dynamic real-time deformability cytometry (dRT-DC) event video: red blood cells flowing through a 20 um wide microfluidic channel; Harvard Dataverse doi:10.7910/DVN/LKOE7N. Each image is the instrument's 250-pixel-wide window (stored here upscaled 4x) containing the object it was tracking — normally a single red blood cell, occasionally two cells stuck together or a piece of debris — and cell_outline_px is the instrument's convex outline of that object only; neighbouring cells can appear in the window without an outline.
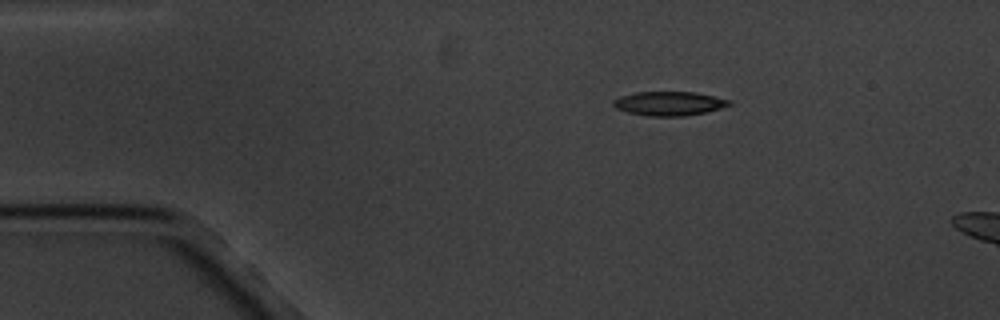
{"species": "common noctule bat (a hibernating species)", "species_latin": "Nyctalus noctula", "temperature_condition": "cold", "stored_images_in_passage": 5, "camera_frame_rate_fps": 3000, "um_per_image_px": 0.085, "animal": {"sex": "male", "body_mass_g": 20.1, "forearm_length_mm": 53.5}, "frame": {"image": 1, "passage_image": 5, "time_ms": 6.333, "image_size_px": [1000, 320], "cell_outline_px": [[732, 104], [708, 112], [684, 116], [648, 116], [628, 112], [616, 108], [612, 104], [612, 100], [620, 96], [636, 92], [696, 92], [732, 100]], "centroid_in_image_um": [56.89, 8.79], "position_along_channel_um": 28.1, "area_um2": 16.36}}